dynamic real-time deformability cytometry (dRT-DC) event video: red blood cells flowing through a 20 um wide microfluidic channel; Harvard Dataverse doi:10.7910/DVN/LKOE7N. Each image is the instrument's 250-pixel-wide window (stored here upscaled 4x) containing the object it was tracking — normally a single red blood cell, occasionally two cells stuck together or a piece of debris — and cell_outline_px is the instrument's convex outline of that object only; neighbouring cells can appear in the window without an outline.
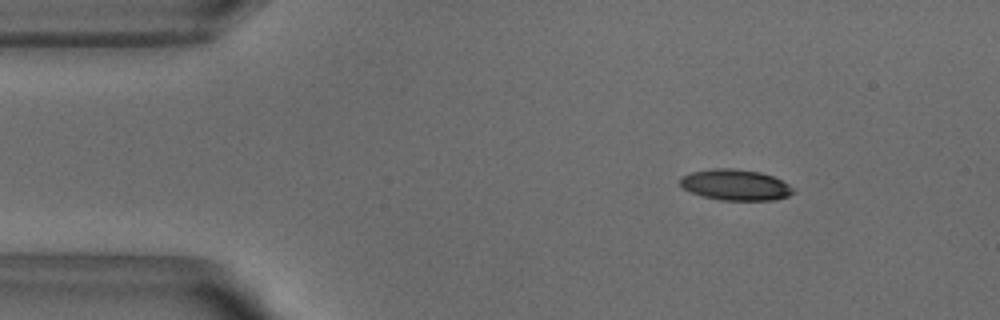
{"species": "common noctule bat (a hibernating species)", "species_latin": "Nyctalus noctula", "temperature_condition": "warm", "stored_images_in_passage": 46, "camera_frame_rate_fps": 3000, "um_per_image_px": 0.085, "animal": {"sex": "male", "body_mass_g": 18.8}, "frame": {"image": 1, "passage_image": 1, "time_ms": 0.0, "image_size_px": [1000, 320], "cell_outline_px": [[796, 192], [788, 196], [776, 200], [720, 200], [704, 196], [692, 192], [684, 188], [680, 184], [680, 176], [692, 172], [716, 168], [732, 168], [760, 172], [772, 176], [788, 184]], "centroid_in_image_um": [62.52, 15.71], "position_along_channel_um": 22.5, "area_um2": 20.23}}
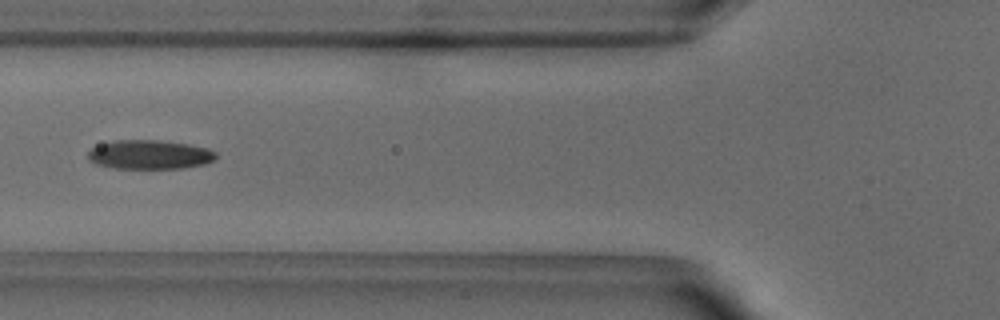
{"frame": {"image": 2, "passage_image": 13, "time_ms": 4.0, "image_size_px": [1000, 320], "cell_outline_px": [[216, 160], [204, 164], [184, 168], [112, 168], [96, 164], [88, 160], [88, 152], [92, 148], [100, 144], [112, 140], [160, 140], [188, 144], [208, 148], [216, 152]], "centroid_in_image_um": [12.72, 13.14], "position_along_channel_um": 113.1, "area_um2": 21.85}}
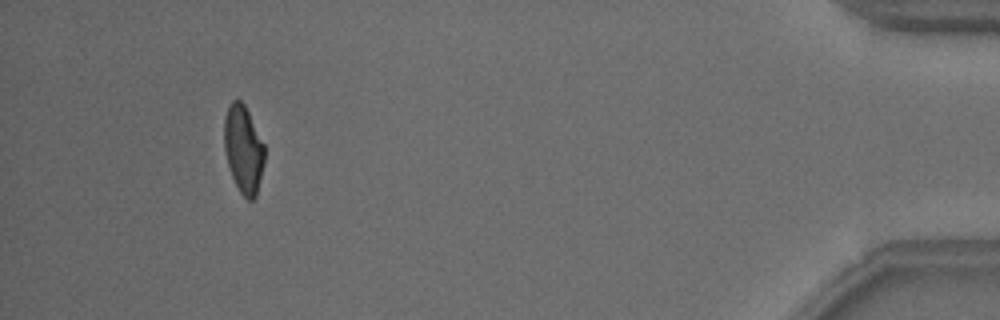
{"frame": {"image": 3, "passage_image": 42, "time_ms": 13.667, "image_size_px": [1000, 320], "cell_outline_px": [[264, 164], [256, 196], [252, 200], [248, 200], [240, 192], [232, 176], [228, 164], [224, 148], [224, 116], [232, 100], [240, 100], [244, 104], [264, 144]], "centroid_in_image_um": [20.69, 12.68], "position_along_channel_um": 414.5, "area_um2": 20.4}, "authors_computed_cell_mechanics": {"area_um2": 21.4727, "velocity_mm_per_s": 3.8563, "shape_relaxation_time_tau1_ms": 3.8979, "shape_relaxation_time_tau2_ms": 2.692, "deformation_change_tau1": 0.1494, "deformation_change_tau2": 0.0937}}